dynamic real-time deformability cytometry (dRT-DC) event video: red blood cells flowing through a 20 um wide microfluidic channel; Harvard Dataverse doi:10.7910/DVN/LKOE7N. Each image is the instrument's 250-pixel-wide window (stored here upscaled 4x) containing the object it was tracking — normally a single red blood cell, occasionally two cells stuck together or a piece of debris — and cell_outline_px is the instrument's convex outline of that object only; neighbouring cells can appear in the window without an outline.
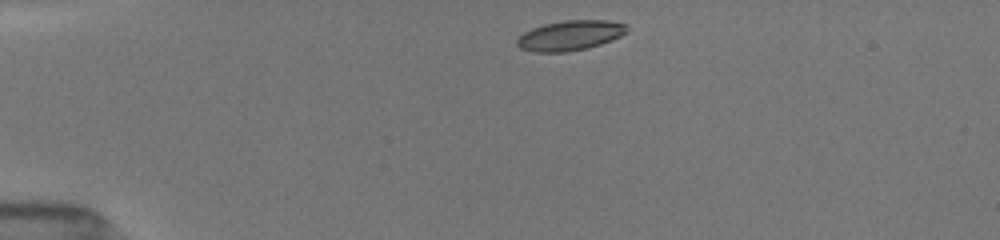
{"species": "common noctule bat (a hibernating species)", "species_latin": "Nyctalus noctula", "temperature_condition": "room temperature", "stored_images_in_passage": 41, "camera_frame_rate_fps": 3000, "um_per_image_px": 0.085, "animal": {"sex": "female", "body_mass_g": 19.5, "forearm_length_mm": 54.1}, "frame": {"image": 1, "passage_image": 1, "time_ms": 0.0, "image_size_px": [1000, 240], "cell_outline_px": [[628, 32], [612, 40], [588, 48], [564, 52], [536, 52], [520, 48], [516, 44], [516, 40], [524, 32], [532, 28], [544, 24], [564, 20], [608, 20], [628, 24]], "centroid_in_image_um": [48.49, 3.0], "position_along_channel_um": 36.5, "area_um2": 19.31}}
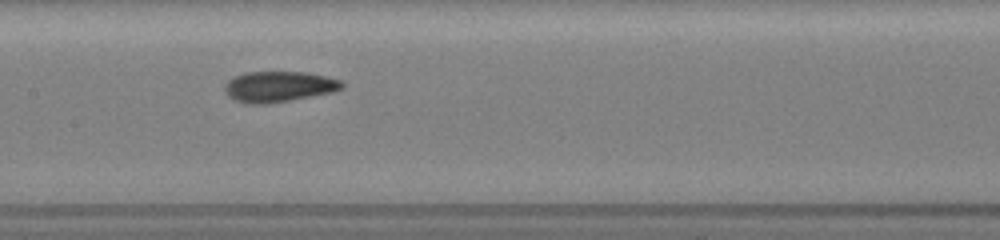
{"frame": {"image": 2, "passage_image": 16, "time_ms": 5.0, "image_size_px": [1000, 240], "cell_outline_px": [[344, 88], [332, 92], [268, 104], [252, 104], [236, 100], [228, 96], [224, 92], [224, 84], [228, 80], [236, 76], [248, 72], [304, 72], [344, 80]], "centroid_in_image_um": [23.71, 7.36], "position_along_channel_um": 183.7, "area_um2": 20.92}}
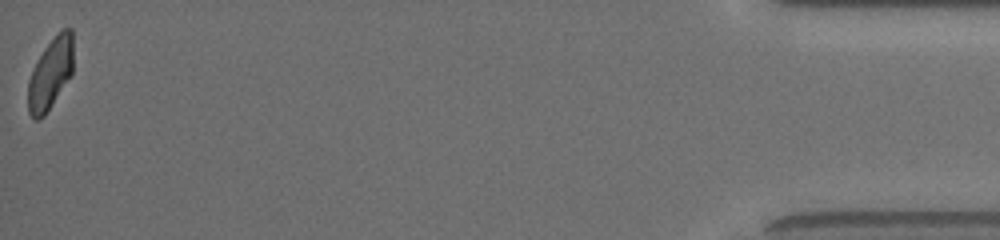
{"frame": {"image": 3, "passage_image": 41, "time_ms": 13.333, "image_size_px": [1000, 240], "cell_outline_px": [[72, 76], [44, 116], [40, 120], [36, 120], [28, 112], [28, 80], [44, 48], [60, 28], [72, 28]], "centroid_in_image_um": [4.3, 6.26], "position_along_channel_um": 430.9, "area_um2": 18.79}, "authors_computed_cell_mechanics": {"area_um2": 20.1722, "velocity_mm_per_s": 4.0044, "shape_relaxation_time_tau1_ms": 5.801, "shape_relaxation_time_tau2_ms": 2.3832, "deformation_change_tau1": 0.173, "deformation_change_tau2": 0.0735}}